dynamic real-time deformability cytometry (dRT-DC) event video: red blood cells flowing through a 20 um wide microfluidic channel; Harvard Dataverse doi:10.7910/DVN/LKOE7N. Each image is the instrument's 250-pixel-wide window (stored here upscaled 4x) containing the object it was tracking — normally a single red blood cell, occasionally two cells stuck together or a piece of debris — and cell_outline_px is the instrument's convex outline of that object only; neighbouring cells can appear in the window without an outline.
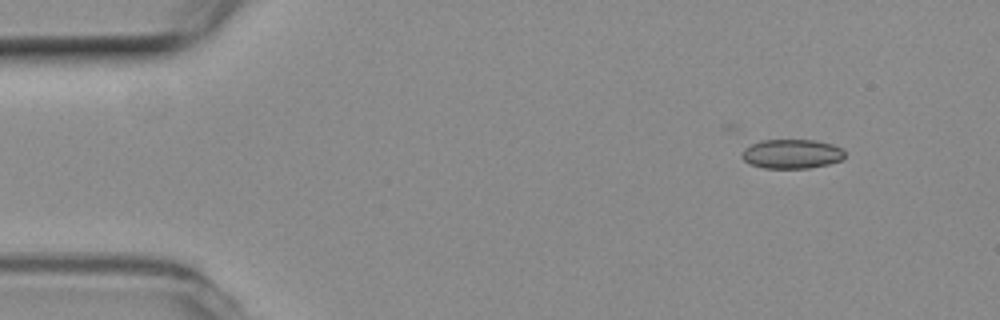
{"species": "common noctule bat (a hibernating species)", "species_latin": "Nyctalus noctula", "temperature_condition": "room temperature", "stored_images_in_passage": 49, "camera_frame_rate_fps": 3000, "um_per_image_px": 0.085, "animal": {"sex": "female", "body_mass_g": 19.3, "forearm_length_mm": 54.1}, "frame": {"image": 1, "passage_image": 1, "time_ms": 0.0, "image_size_px": [1000, 320], "cell_outline_px": [[844, 160], [828, 164], [808, 168], [764, 168], [752, 164], [744, 160], [740, 156], [744, 148], [760, 140], [816, 140], [832, 144], [840, 148], [844, 152]], "centroid_in_image_um": [67.3, 13.08], "position_along_channel_um": 17.7, "area_um2": 17.57}}
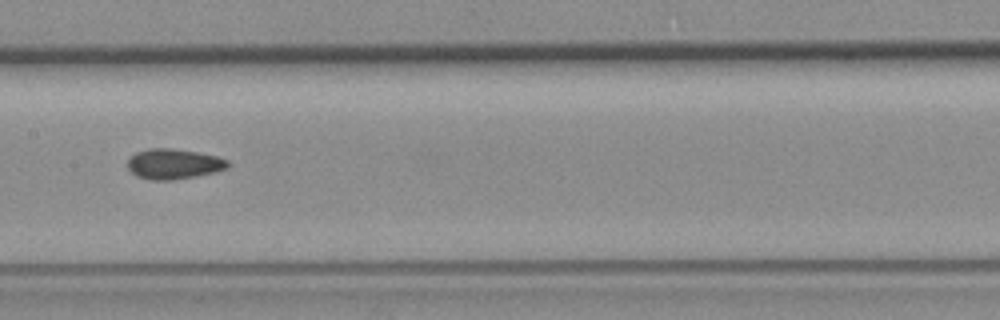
{"frame": {"image": 2, "passage_image": 22, "time_ms": 7.0, "image_size_px": [1000, 320], "cell_outline_px": [[232, 164], [228, 168], [216, 172], [196, 176], [172, 180], [148, 180], [136, 176], [128, 168], [128, 160], [136, 152], [148, 148], [172, 148], [196, 152], [216, 156], [228, 160]], "centroid_in_image_um": [14.79, 13.94], "position_along_channel_um": 192.6, "area_um2": 17.8}}
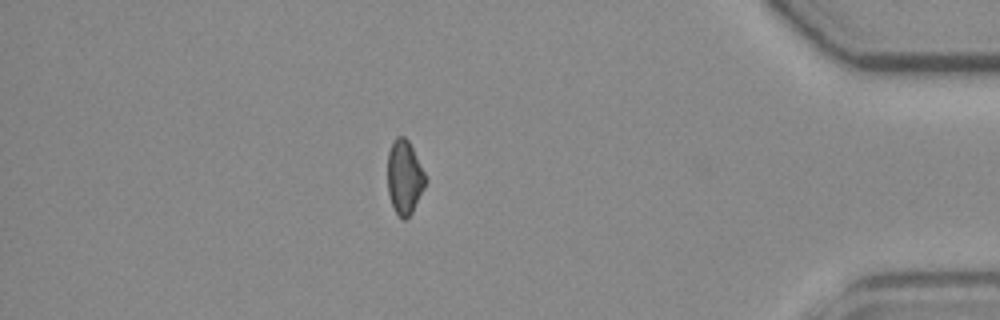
{"frame": {"image": 3, "passage_image": 42, "time_ms": 13.667, "image_size_px": [1000, 320], "cell_outline_px": [[428, 180], [412, 212], [404, 220], [396, 212], [392, 204], [388, 192], [388, 152], [396, 136], [404, 136], [408, 140]], "centroid_in_image_um": [34.38, 15.05], "position_along_channel_um": 400.8, "area_um2": 16.07}, "authors_computed_cell_mechanics": {"area_um2": 17.2244, "velocity_mm_per_s": 3.7931, "shape_relaxation_time_tau1_ms": null, "shape_relaxation_time_tau2_ms": 2.7035, "deformation_change_tau1": null, "deformation_change_tau2": 0.0737}}